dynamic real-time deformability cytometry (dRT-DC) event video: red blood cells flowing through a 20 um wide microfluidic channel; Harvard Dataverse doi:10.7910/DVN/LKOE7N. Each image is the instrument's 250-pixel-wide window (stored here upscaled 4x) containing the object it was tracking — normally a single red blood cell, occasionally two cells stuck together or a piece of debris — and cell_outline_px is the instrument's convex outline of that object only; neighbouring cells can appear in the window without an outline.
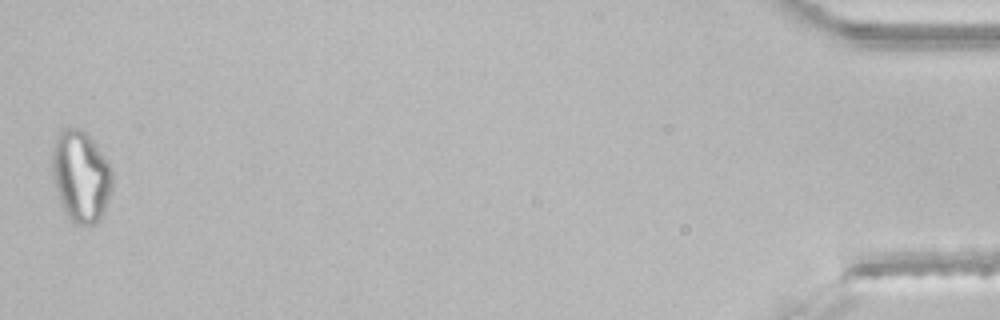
{"species": "common noctule bat (a hibernating species)", "species_latin": "Nyctalus noctula", "temperature_condition": "room temperature", "stored_images_in_passage": 46, "segment_of_instrument_passage": [2, 2], "camera_frame_rate_fps": 3000, "um_per_image_px": 0.085, "animal": {"sex": "male", "body_mass_g": 21.5, "forearm_length_mm": 52.0}, "frame": {"image": 1, "passage_image": 46, "time_ms": 15.0, "image_size_px": [1000, 320], "cell_outline_px": [[112, 188], [104, 212], [100, 220], [96, 224], [76, 224], [68, 216], [60, 200], [52, 176], [52, 148], [56, 136], [64, 128], [76, 128], [84, 132], [92, 140], [104, 156], [112, 168]], "centroid_in_image_um": [6.88, 14.98], "position_along_channel_um": 428.3, "area_um2": 31.79}}